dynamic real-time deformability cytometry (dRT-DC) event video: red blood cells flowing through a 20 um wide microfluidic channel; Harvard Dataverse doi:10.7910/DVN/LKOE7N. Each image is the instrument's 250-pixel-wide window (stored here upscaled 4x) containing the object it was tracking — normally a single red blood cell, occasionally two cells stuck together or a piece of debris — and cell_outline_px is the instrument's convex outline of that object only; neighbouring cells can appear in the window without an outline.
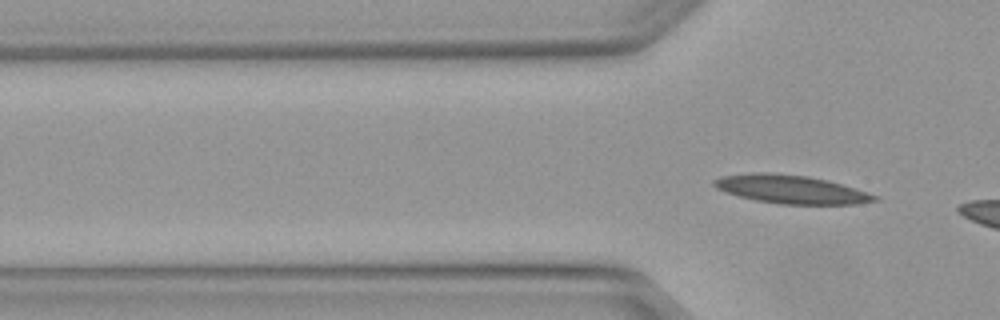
{"species": "Egyptian fruit bat (a non-hibernating species)", "species_latin": "Rousettus aegyptiacus", "temperature_condition": "warm", "stored_images_in_passage": 2, "camera_frame_rate_fps": 3000, "um_per_image_px": 0.085, "animal": {"sex": "female"}, "frame": {"image": 1, "passage_image": 2, "time_ms": 0.333, "image_size_px": [1000, 320], "cell_outline_px": [[880, 200], [856, 204], [780, 204], [756, 200], [724, 192], [716, 188], [712, 184], [712, 180], [724, 176], [756, 172], [768, 172], [808, 176], [828, 180], [876, 196]], "centroid_in_image_um": [67.18, 16.09], "position_along_channel_um": 58.6, "area_um2": 26.24}}